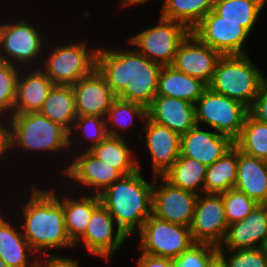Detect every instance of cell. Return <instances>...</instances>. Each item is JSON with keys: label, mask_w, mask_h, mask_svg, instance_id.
<instances>
[{"label": "cell", "mask_w": 267, "mask_h": 267, "mask_svg": "<svg viewBox=\"0 0 267 267\" xmlns=\"http://www.w3.org/2000/svg\"><path fill=\"white\" fill-rule=\"evenodd\" d=\"M214 0H166L161 15L192 30L211 10Z\"/></svg>", "instance_id": "obj_31"}, {"label": "cell", "mask_w": 267, "mask_h": 267, "mask_svg": "<svg viewBox=\"0 0 267 267\" xmlns=\"http://www.w3.org/2000/svg\"><path fill=\"white\" fill-rule=\"evenodd\" d=\"M234 188L258 204H267V161L238 150Z\"/></svg>", "instance_id": "obj_23"}, {"label": "cell", "mask_w": 267, "mask_h": 267, "mask_svg": "<svg viewBox=\"0 0 267 267\" xmlns=\"http://www.w3.org/2000/svg\"><path fill=\"white\" fill-rule=\"evenodd\" d=\"M190 33L183 23L160 16L155 27L130 36L128 42L149 60L168 66L172 65L180 44Z\"/></svg>", "instance_id": "obj_6"}, {"label": "cell", "mask_w": 267, "mask_h": 267, "mask_svg": "<svg viewBox=\"0 0 267 267\" xmlns=\"http://www.w3.org/2000/svg\"><path fill=\"white\" fill-rule=\"evenodd\" d=\"M18 230L0 215V258L8 267H37V257L28 261V255L35 253Z\"/></svg>", "instance_id": "obj_26"}, {"label": "cell", "mask_w": 267, "mask_h": 267, "mask_svg": "<svg viewBox=\"0 0 267 267\" xmlns=\"http://www.w3.org/2000/svg\"><path fill=\"white\" fill-rule=\"evenodd\" d=\"M238 149L233 146L206 168L204 193L221 194L234 188L237 177Z\"/></svg>", "instance_id": "obj_30"}, {"label": "cell", "mask_w": 267, "mask_h": 267, "mask_svg": "<svg viewBox=\"0 0 267 267\" xmlns=\"http://www.w3.org/2000/svg\"><path fill=\"white\" fill-rule=\"evenodd\" d=\"M146 148L152 161L153 176H162L180 156V135L167 126L145 119Z\"/></svg>", "instance_id": "obj_20"}, {"label": "cell", "mask_w": 267, "mask_h": 267, "mask_svg": "<svg viewBox=\"0 0 267 267\" xmlns=\"http://www.w3.org/2000/svg\"><path fill=\"white\" fill-rule=\"evenodd\" d=\"M148 2V1H150V0H122L121 1V5L122 6H130V5H134V4H142V3H145V2ZM166 0H164V2H165Z\"/></svg>", "instance_id": "obj_45"}, {"label": "cell", "mask_w": 267, "mask_h": 267, "mask_svg": "<svg viewBox=\"0 0 267 267\" xmlns=\"http://www.w3.org/2000/svg\"><path fill=\"white\" fill-rule=\"evenodd\" d=\"M162 65L149 60L137 50L98 48L96 69L117 98L146 108L157 96Z\"/></svg>", "instance_id": "obj_1"}, {"label": "cell", "mask_w": 267, "mask_h": 267, "mask_svg": "<svg viewBox=\"0 0 267 267\" xmlns=\"http://www.w3.org/2000/svg\"><path fill=\"white\" fill-rule=\"evenodd\" d=\"M264 5L262 0H214L213 10L221 20L239 22L250 33Z\"/></svg>", "instance_id": "obj_32"}, {"label": "cell", "mask_w": 267, "mask_h": 267, "mask_svg": "<svg viewBox=\"0 0 267 267\" xmlns=\"http://www.w3.org/2000/svg\"><path fill=\"white\" fill-rule=\"evenodd\" d=\"M89 151L100 161L116 168L123 176L141 168L139 160H134L131 148L123 137L108 136Z\"/></svg>", "instance_id": "obj_28"}, {"label": "cell", "mask_w": 267, "mask_h": 267, "mask_svg": "<svg viewBox=\"0 0 267 267\" xmlns=\"http://www.w3.org/2000/svg\"><path fill=\"white\" fill-rule=\"evenodd\" d=\"M53 49L42 70L54 85H73L96 68L98 48L90 50L86 42L56 45Z\"/></svg>", "instance_id": "obj_8"}, {"label": "cell", "mask_w": 267, "mask_h": 267, "mask_svg": "<svg viewBox=\"0 0 267 267\" xmlns=\"http://www.w3.org/2000/svg\"><path fill=\"white\" fill-rule=\"evenodd\" d=\"M200 126L196 124L180 136V156L198 160L208 167L228 152L234 141L216 131H204Z\"/></svg>", "instance_id": "obj_17"}, {"label": "cell", "mask_w": 267, "mask_h": 267, "mask_svg": "<svg viewBox=\"0 0 267 267\" xmlns=\"http://www.w3.org/2000/svg\"><path fill=\"white\" fill-rule=\"evenodd\" d=\"M147 118L167 126L181 136L196 125L195 104L178 98L157 95L147 107Z\"/></svg>", "instance_id": "obj_21"}, {"label": "cell", "mask_w": 267, "mask_h": 267, "mask_svg": "<svg viewBox=\"0 0 267 267\" xmlns=\"http://www.w3.org/2000/svg\"><path fill=\"white\" fill-rule=\"evenodd\" d=\"M41 36L33 24L23 19L16 23L0 24V59L14 66L33 64L32 61H37L46 44Z\"/></svg>", "instance_id": "obj_10"}, {"label": "cell", "mask_w": 267, "mask_h": 267, "mask_svg": "<svg viewBox=\"0 0 267 267\" xmlns=\"http://www.w3.org/2000/svg\"><path fill=\"white\" fill-rule=\"evenodd\" d=\"M221 56L218 51L202 43L191 32L180 44L171 66L203 81L208 86Z\"/></svg>", "instance_id": "obj_15"}, {"label": "cell", "mask_w": 267, "mask_h": 267, "mask_svg": "<svg viewBox=\"0 0 267 267\" xmlns=\"http://www.w3.org/2000/svg\"><path fill=\"white\" fill-rule=\"evenodd\" d=\"M138 267H173V259L142 253L137 260Z\"/></svg>", "instance_id": "obj_42"}, {"label": "cell", "mask_w": 267, "mask_h": 267, "mask_svg": "<svg viewBox=\"0 0 267 267\" xmlns=\"http://www.w3.org/2000/svg\"><path fill=\"white\" fill-rule=\"evenodd\" d=\"M218 252L217 246L195 242L180 256L173 259V267H207L210 259Z\"/></svg>", "instance_id": "obj_38"}, {"label": "cell", "mask_w": 267, "mask_h": 267, "mask_svg": "<svg viewBox=\"0 0 267 267\" xmlns=\"http://www.w3.org/2000/svg\"><path fill=\"white\" fill-rule=\"evenodd\" d=\"M261 249L264 252L265 259H266V262H267V242L261 247Z\"/></svg>", "instance_id": "obj_46"}, {"label": "cell", "mask_w": 267, "mask_h": 267, "mask_svg": "<svg viewBox=\"0 0 267 267\" xmlns=\"http://www.w3.org/2000/svg\"><path fill=\"white\" fill-rule=\"evenodd\" d=\"M49 190L63 205L66 230L70 240L75 244L85 234L92 212L101 204L100 196L97 194H84L78 199H72L68 196H64L61 199L59 195H56L57 192L54 188Z\"/></svg>", "instance_id": "obj_25"}, {"label": "cell", "mask_w": 267, "mask_h": 267, "mask_svg": "<svg viewBox=\"0 0 267 267\" xmlns=\"http://www.w3.org/2000/svg\"><path fill=\"white\" fill-rule=\"evenodd\" d=\"M207 267H227L223 257L217 252L208 262Z\"/></svg>", "instance_id": "obj_44"}, {"label": "cell", "mask_w": 267, "mask_h": 267, "mask_svg": "<svg viewBox=\"0 0 267 267\" xmlns=\"http://www.w3.org/2000/svg\"><path fill=\"white\" fill-rule=\"evenodd\" d=\"M25 72L18 77L13 114L39 112L54 86L41 67Z\"/></svg>", "instance_id": "obj_22"}, {"label": "cell", "mask_w": 267, "mask_h": 267, "mask_svg": "<svg viewBox=\"0 0 267 267\" xmlns=\"http://www.w3.org/2000/svg\"><path fill=\"white\" fill-rule=\"evenodd\" d=\"M191 32L202 43L221 55L246 54L242 47L250 33L239 22L221 20L214 10H211Z\"/></svg>", "instance_id": "obj_13"}, {"label": "cell", "mask_w": 267, "mask_h": 267, "mask_svg": "<svg viewBox=\"0 0 267 267\" xmlns=\"http://www.w3.org/2000/svg\"><path fill=\"white\" fill-rule=\"evenodd\" d=\"M138 171L114 181L101 194V204L124 233L130 237L152 215L153 184Z\"/></svg>", "instance_id": "obj_3"}, {"label": "cell", "mask_w": 267, "mask_h": 267, "mask_svg": "<svg viewBox=\"0 0 267 267\" xmlns=\"http://www.w3.org/2000/svg\"><path fill=\"white\" fill-rule=\"evenodd\" d=\"M140 231V250L142 253L175 259L195 242L190 228L157 219L151 215Z\"/></svg>", "instance_id": "obj_9"}, {"label": "cell", "mask_w": 267, "mask_h": 267, "mask_svg": "<svg viewBox=\"0 0 267 267\" xmlns=\"http://www.w3.org/2000/svg\"><path fill=\"white\" fill-rule=\"evenodd\" d=\"M45 254V262L37 260V267H79L78 261L67 257L55 256L53 253ZM45 266H44V265Z\"/></svg>", "instance_id": "obj_41"}, {"label": "cell", "mask_w": 267, "mask_h": 267, "mask_svg": "<svg viewBox=\"0 0 267 267\" xmlns=\"http://www.w3.org/2000/svg\"><path fill=\"white\" fill-rule=\"evenodd\" d=\"M72 89L77 116L106 118L113 101L117 98L96 68L73 84Z\"/></svg>", "instance_id": "obj_16"}, {"label": "cell", "mask_w": 267, "mask_h": 267, "mask_svg": "<svg viewBox=\"0 0 267 267\" xmlns=\"http://www.w3.org/2000/svg\"><path fill=\"white\" fill-rule=\"evenodd\" d=\"M207 87L203 81L168 65L163 66L160 71L157 95L178 98L195 104Z\"/></svg>", "instance_id": "obj_24"}, {"label": "cell", "mask_w": 267, "mask_h": 267, "mask_svg": "<svg viewBox=\"0 0 267 267\" xmlns=\"http://www.w3.org/2000/svg\"><path fill=\"white\" fill-rule=\"evenodd\" d=\"M234 146L249 156L267 161V123L258 121L248 113Z\"/></svg>", "instance_id": "obj_33"}, {"label": "cell", "mask_w": 267, "mask_h": 267, "mask_svg": "<svg viewBox=\"0 0 267 267\" xmlns=\"http://www.w3.org/2000/svg\"><path fill=\"white\" fill-rule=\"evenodd\" d=\"M225 251L235 252L225 258ZM218 253L223 257L227 267H267L264 252L259 247L235 250L218 249Z\"/></svg>", "instance_id": "obj_39"}, {"label": "cell", "mask_w": 267, "mask_h": 267, "mask_svg": "<svg viewBox=\"0 0 267 267\" xmlns=\"http://www.w3.org/2000/svg\"><path fill=\"white\" fill-rule=\"evenodd\" d=\"M199 194L192 223L190 225L191 237L194 242L209 243L219 246L228 229L222 193Z\"/></svg>", "instance_id": "obj_12"}, {"label": "cell", "mask_w": 267, "mask_h": 267, "mask_svg": "<svg viewBox=\"0 0 267 267\" xmlns=\"http://www.w3.org/2000/svg\"><path fill=\"white\" fill-rule=\"evenodd\" d=\"M196 124L210 126L233 141L240 135L248 107L207 87L195 103Z\"/></svg>", "instance_id": "obj_7"}, {"label": "cell", "mask_w": 267, "mask_h": 267, "mask_svg": "<svg viewBox=\"0 0 267 267\" xmlns=\"http://www.w3.org/2000/svg\"><path fill=\"white\" fill-rule=\"evenodd\" d=\"M113 216L100 204L93 212L87 224L85 234L74 244L83 242L89 253L109 260L129 238L119 227L114 231ZM114 232L116 234H114ZM114 234V235H113Z\"/></svg>", "instance_id": "obj_14"}, {"label": "cell", "mask_w": 267, "mask_h": 267, "mask_svg": "<svg viewBox=\"0 0 267 267\" xmlns=\"http://www.w3.org/2000/svg\"><path fill=\"white\" fill-rule=\"evenodd\" d=\"M0 267H8L1 258H0Z\"/></svg>", "instance_id": "obj_47"}, {"label": "cell", "mask_w": 267, "mask_h": 267, "mask_svg": "<svg viewBox=\"0 0 267 267\" xmlns=\"http://www.w3.org/2000/svg\"><path fill=\"white\" fill-rule=\"evenodd\" d=\"M106 123V118L100 116H77L72 130L69 132V137L75 134L73 129L82 131L83 138H87L85 140L91 142V144L87 143L88 146L90 145L86 147L88 151L108 137Z\"/></svg>", "instance_id": "obj_37"}, {"label": "cell", "mask_w": 267, "mask_h": 267, "mask_svg": "<svg viewBox=\"0 0 267 267\" xmlns=\"http://www.w3.org/2000/svg\"><path fill=\"white\" fill-rule=\"evenodd\" d=\"M81 151V155L74 157L71 165L63 169V174L71 181L87 186L88 189L93 187V192L99 195L123 176L116 168L100 161L89 150Z\"/></svg>", "instance_id": "obj_19"}, {"label": "cell", "mask_w": 267, "mask_h": 267, "mask_svg": "<svg viewBox=\"0 0 267 267\" xmlns=\"http://www.w3.org/2000/svg\"><path fill=\"white\" fill-rule=\"evenodd\" d=\"M23 206L22 233L35 253L47 254L49 249L75 247L65 225L60 200L50 191L33 187ZM40 251V252H39Z\"/></svg>", "instance_id": "obj_2"}, {"label": "cell", "mask_w": 267, "mask_h": 267, "mask_svg": "<svg viewBox=\"0 0 267 267\" xmlns=\"http://www.w3.org/2000/svg\"><path fill=\"white\" fill-rule=\"evenodd\" d=\"M152 215L157 219L190 227L199 194L171 185L153 176ZM157 178L161 183L155 185Z\"/></svg>", "instance_id": "obj_11"}, {"label": "cell", "mask_w": 267, "mask_h": 267, "mask_svg": "<svg viewBox=\"0 0 267 267\" xmlns=\"http://www.w3.org/2000/svg\"><path fill=\"white\" fill-rule=\"evenodd\" d=\"M9 118L13 149L18 146L25 151L43 150L54 154L71 148L73 140L69 131L39 112L12 114Z\"/></svg>", "instance_id": "obj_5"}, {"label": "cell", "mask_w": 267, "mask_h": 267, "mask_svg": "<svg viewBox=\"0 0 267 267\" xmlns=\"http://www.w3.org/2000/svg\"><path fill=\"white\" fill-rule=\"evenodd\" d=\"M222 198L228 224L242 221L258 204L235 188L222 193Z\"/></svg>", "instance_id": "obj_36"}, {"label": "cell", "mask_w": 267, "mask_h": 267, "mask_svg": "<svg viewBox=\"0 0 267 267\" xmlns=\"http://www.w3.org/2000/svg\"><path fill=\"white\" fill-rule=\"evenodd\" d=\"M267 78L244 55H222L208 87L250 107Z\"/></svg>", "instance_id": "obj_4"}, {"label": "cell", "mask_w": 267, "mask_h": 267, "mask_svg": "<svg viewBox=\"0 0 267 267\" xmlns=\"http://www.w3.org/2000/svg\"><path fill=\"white\" fill-rule=\"evenodd\" d=\"M248 113L258 121L267 123V79L262 84L255 100L248 108Z\"/></svg>", "instance_id": "obj_40"}, {"label": "cell", "mask_w": 267, "mask_h": 267, "mask_svg": "<svg viewBox=\"0 0 267 267\" xmlns=\"http://www.w3.org/2000/svg\"><path fill=\"white\" fill-rule=\"evenodd\" d=\"M5 126V127H4ZM8 126V127H7ZM12 149L11 125L0 124V160L5 158L6 152Z\"/></svg>", "instance_id": "obj_43"}, {"label": "cell", "mask_w": 267, "mask_h": 267, "mask_svg": "<svg viewBox=\"0 0 267 267\" xmlns=\"http://www.w3.org/2000/svg\"><path fill=\"white\" fill-rule=\"evenodd\" d=\"M39 113L70 132L77 118L72 85H54Z\"/></svg>", "instance_id": "obj_27"}, {"label": "cell", "mask_w": 267, "mask_h": 267, "mask_svg": "<svg viewBox=\"0 0 267 267\" xmlns=\"http://www.w3.org/2000/svg\"><path fill=\"white\" fill-rule=\"evenodd\" d=\"M20 67L0 59V115L13 114ZM7 111V112H6Z\"/></svg>", "instance_id": "obj_35"}, {"label": "cell", "mask_w": 267, "mask_h": 267, "mask_svg": "<svg viewBox=\"0 0 267 267\" xmlns=\"http://www.w3.org/2000/svg\"><path fill=\"white\" fill-rule=\"evenodd\" d=\"M267 242V204L257 206L242 221L229 224L218 249L261 248ZM258 243V244H257Z\"/></svg>", "instance_id": "obj_18"}, {"label": "cell", "mask_w": 267, "mask_h": 267, "mask_svg": "<svg viewBox=\"0 0 267 267\" xmlns=\"http://www.w3.org/2000/svg\"><path fill=\"white\" fill-rule=\"evenodd\" d=\"M135 116L145 122L147 108L135 102L116 98L106 116L108 136L123 137L121 134H126L130 126L134 124ZM117 127L121 130L120 132Z\"/></svg>", "instance_id": "obj_34"}, {"label": "cell", "mask_w": 267, "mask_h": 267, "mask_svg": "<svg viewBox=\"0 0 267 267\" xmlns=\"http://www.w3.org/2000/svg\"><path fill=\"white\" fill-rule=\"evenodd\" d=\"M206 168L198 160L179 156L162 177L175 187L199 194L198 189L204 192Z\"/></svg>", "instance_id": "obj_29"}]
</instances>
